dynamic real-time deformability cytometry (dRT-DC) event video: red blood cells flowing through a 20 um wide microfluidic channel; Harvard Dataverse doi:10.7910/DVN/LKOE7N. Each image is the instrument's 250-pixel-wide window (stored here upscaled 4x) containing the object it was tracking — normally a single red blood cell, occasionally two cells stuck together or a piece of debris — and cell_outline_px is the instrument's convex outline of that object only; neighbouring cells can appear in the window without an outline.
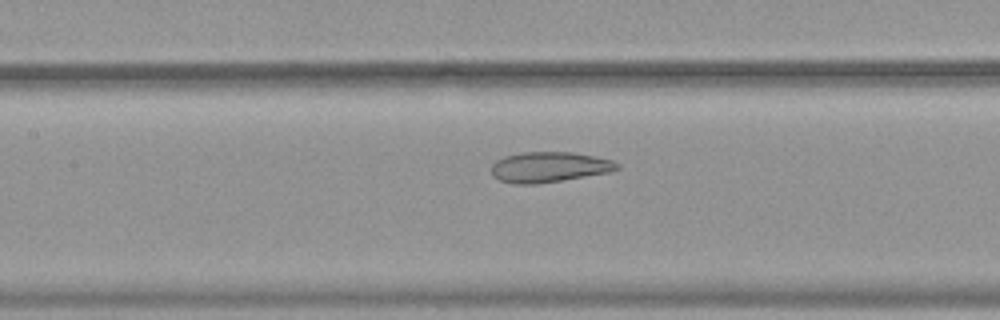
{"species": "common noctule bat (a hibernating species)", "species_latin": "Nyctalus noctula", "temperature_condition": "warm", "stored_images_in_passage": 45, "camera_frame_rate_fps": 3000, "um_per_image_px": 0.085, "animal": {"sex": "female", "body_mass_g": 19.9}, "frame": {"image": 1, "passage_image": 17, "time_ms": 5.333, "image_size_px": [1000, 320], "cell_outline_px": [[620, 168], [608, 172], [536, 184], [512, 184], [500, 180], [492, 176], [492, 164], [496, 160], [504, 156], [524, 152], [572, 152], [612, 160], [620, 164]], "centroid_in_image_um": [46.64, 14.2], "position_along_channel_um": 160.8, "area_um2": 22.08}}
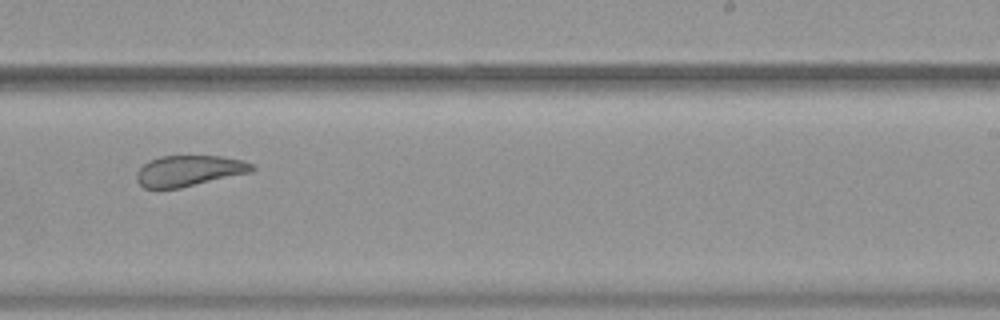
{"frame": {"image": 2, "passage_image": 26, "time_ms": 8.333, "image_size_px": [1000, 320], "cell_outline_px": [[256, 168], [252, 172], [180, 188], [144, 188], [136, 180], [136, 172], [148, 160], [160, 156], [220, 156], [244, 160], [252, 164]], "centroid_in_image_um": [16.07, 14.51], "position_along_channel_um": 272.9, "area_um2": 20.81}}
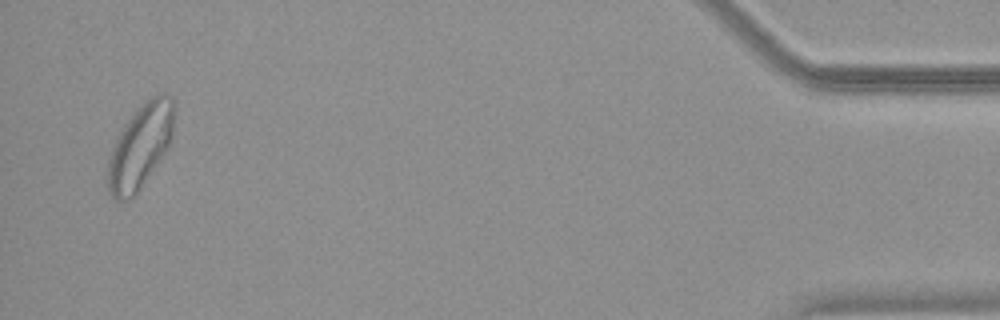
{"frame": {"image": 3, "passage_image": 44, "time_ms": 14.333, "image_size_px": [1000, 320], "cell_outline_px": [[176, 112], [172, 136], [164, 152], [136, 196], [128, 200], [116, 200], [108, 192], [104, 176], [108, 160], [112, 148], [124, 124], [132, 112], [144, 100], [156, 92], [168, 92], [176, 100]], "centroid_in_image_um": [11.93, 12.38], "position_along_channel_um": 423.3, "area_um2": 33.58}, "authors_computed_cell_mechanics": {"area_um2": 25.0274, "velocity_mm_per_s": 3.7685, "shape_relaxation_time_tau1_ms": 8.8864, "shape_relaxation_time_tau2_ms": 1.9141, "deformation_change_tau1": 0.1678, "deformation_change_tau2": 0.0959}}